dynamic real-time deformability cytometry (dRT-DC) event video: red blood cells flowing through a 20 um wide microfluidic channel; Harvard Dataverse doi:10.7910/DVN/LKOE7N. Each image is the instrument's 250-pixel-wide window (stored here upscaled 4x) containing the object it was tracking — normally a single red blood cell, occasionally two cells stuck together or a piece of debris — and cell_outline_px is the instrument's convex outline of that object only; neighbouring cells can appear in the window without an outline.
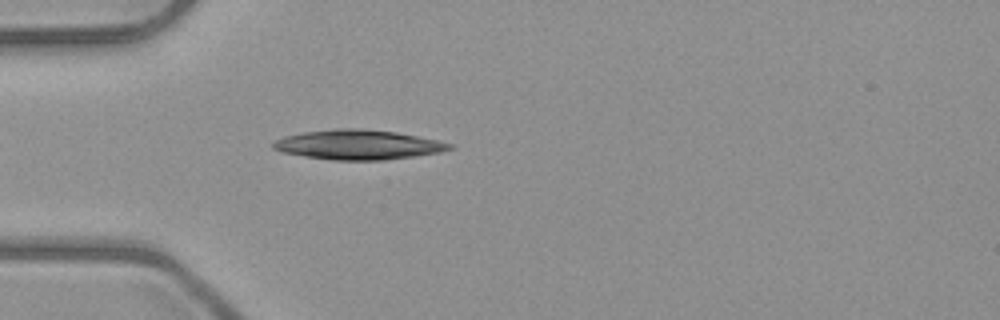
{"species": "common noctule bat (a hibernating species)", "species_latin": "Nyctalus noctula", "temperature_condition": "room temperature", "stored_images_in_passage": 3, "camera_frame_rate_fps": 3000, "um_per_image_px": 0.085, "animal": {"sex": "male", "body_mass_g": 23.1, "forearm_length_mm": 52.7}, "frame": {"image": 1, "passage_image": 3, "time_ms": 2.333, "image_size_px": [1000, 320], "cell_outline_px": [[456, 144], [452, 148], [440, 152], [384, 160], [332, 160], [304, 156], [280, 152], [272, 148], [272, 144], [276, 140], [284, 136], [304, 132], [336, 128], [360, 128], [396, 132]], "centroid_in_image_um": [30.41, 12.3], "position_along_channel_um": 54.6, "area_um2": 30.46}}